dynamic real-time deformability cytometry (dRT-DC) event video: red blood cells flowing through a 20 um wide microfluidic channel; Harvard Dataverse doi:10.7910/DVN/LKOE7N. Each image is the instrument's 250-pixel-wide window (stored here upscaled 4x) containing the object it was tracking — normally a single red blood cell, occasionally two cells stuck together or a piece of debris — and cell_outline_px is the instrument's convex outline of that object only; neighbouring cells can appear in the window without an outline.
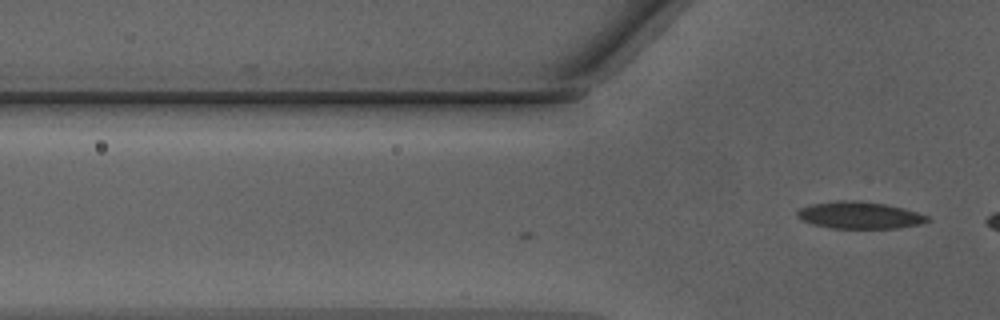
{"species": "Egyptian fruit bat (a non-hibernating species)", "species_latin": "Rousettus aegyptiacus", "temperature_condition": "warm", "stored_images_in_passage": 5, "camera_frame_rate_fps": 3000, "um_per_image_px": 0.085, "animal": {"sex": "male"}, "frame": {"image": 1, "passage_image": 5, "time_ms": 1.333, "image_size_px": [1000, 320], "cell_outline_px": [[932, 220], [920, 224], [900, 228], [832, 228], [812, 224], [796, 216], [796, 212], [800, 208], [812, 204], [836, 200], [856, 200], [888, 204], [904, 208], [928, 216]], "centroid_in_image_um": [73.08, 18.28], "position_along_channel_um": 52.7, "area_um2": 20.58}}